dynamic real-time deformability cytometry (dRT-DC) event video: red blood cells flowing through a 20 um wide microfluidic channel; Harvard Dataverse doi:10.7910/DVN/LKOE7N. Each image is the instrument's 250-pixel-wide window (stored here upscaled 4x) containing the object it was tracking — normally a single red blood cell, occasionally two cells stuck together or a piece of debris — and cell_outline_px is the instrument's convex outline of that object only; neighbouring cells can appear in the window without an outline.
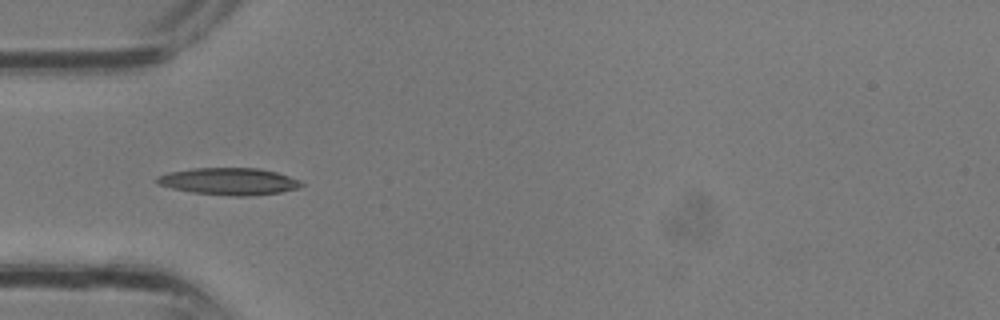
{"species": "common noctule bat (a hibernating species)", "species_latin": "Nyctalus noctula", "temperature_condition": "room temperature", "stored_images_in_passage": 23, "camera_frame_rate_fps": 3000, "um_per_image_px": 0.085, "animal": {"sex": "male", "body_mass_g": 13.3}, "frame": {"image": 1, "passage_image": 1, "time_ms": 0.0, "image_size_px": [1000, 320], "cell_outline_px": [[304, 184], [300, 188], [280, 192], [248, 196], [232, 196], [192, 192], [172, 188], [156, 184], [156, 176], [168, 172], [192, 168], [260, 168], [276, 172], [300, 180]], "centroid_in_image_um": [19.45, 15.41], "position_along_channel_um": 65.5, "area_um2": 22.83}}
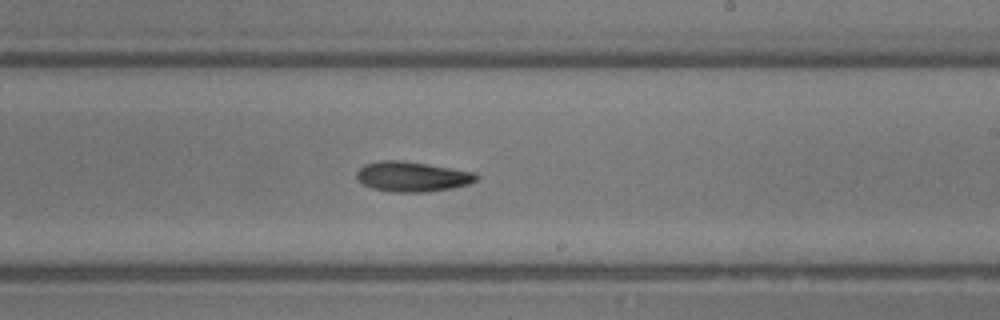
{"frame": {"image": 2, "passage_image": 10, "time_ms": 3.0, "image_size_px": [1000, 320], "cell_outline_px": [[480, 176], [476, 180], [468, 184], [452, 188], [428, 192], [392, 192], [372, 188], [364, 184], [356, 176], [356, 172], [364, 164], [380, 160], [400, 160], [476, 172]], "centroid_in_image_um": [35.05, 15.01], "position_along_channel_um": 254.0, "area_um2": 20.92}}
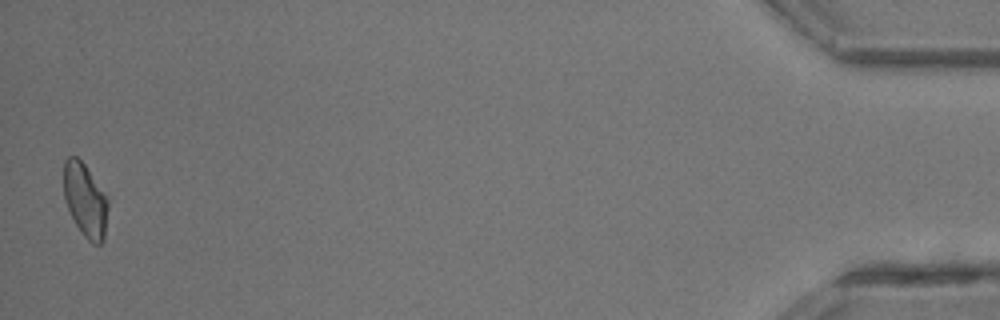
{"frame": {"image": 3, "passage_image": 23, "time_ms": 7.333, "image_size_px": [1000, 320], "cell_outline_px": [[108, 208], [104, 240], [100, 244], [92, 244], [84, 236], [76, 224], [68, 208], [64, 196], [64, 160], [68, 156], [76, 156], [84, 164], [108, 196]], "centroid_in_image_um": [7.26, 17.01], "position_along_channel_um": 427.9, "area_um2": 19.02}}